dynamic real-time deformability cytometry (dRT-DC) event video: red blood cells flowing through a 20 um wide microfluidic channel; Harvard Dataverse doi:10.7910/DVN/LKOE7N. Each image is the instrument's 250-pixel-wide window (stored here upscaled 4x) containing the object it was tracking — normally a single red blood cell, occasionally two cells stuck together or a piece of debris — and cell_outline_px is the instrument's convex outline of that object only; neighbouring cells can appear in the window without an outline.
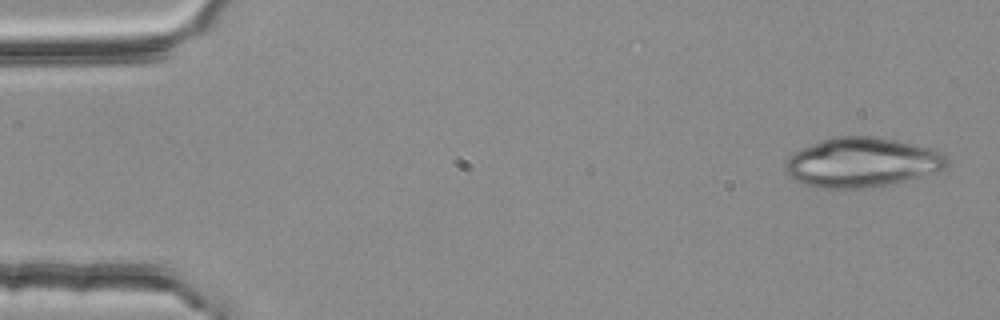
{"species": "common noctule bat (a hibernating species)", "species_latin": "Nyctalus noctula", "temperature_condition": "room temperature", "stored_images_in_passage": 53, "camera_frame_rate_fps": 3000, "um_per_image_px": 0.085, "animal": {"sex": "female", "body_mass_g": 25.1}, "frame": {"image": 1, "passage_image": 1, "time_ms": 0.0, "image_size_px": [1000, 320], "cell_outline_px": [[948, 164], [944, 168], [936, 172], [872, 188], [832, 192], [812, 188], [796, 180], [784, 168], [784, 164], [788, 156], [800, 148], [832, 136], [876, 136], [932, 148], [944, 152], [948, 160]], "centroid_in_image_um": [73.21, 13.84], "position_along_channel_um": 11.8, "area_um2": 47.74}}
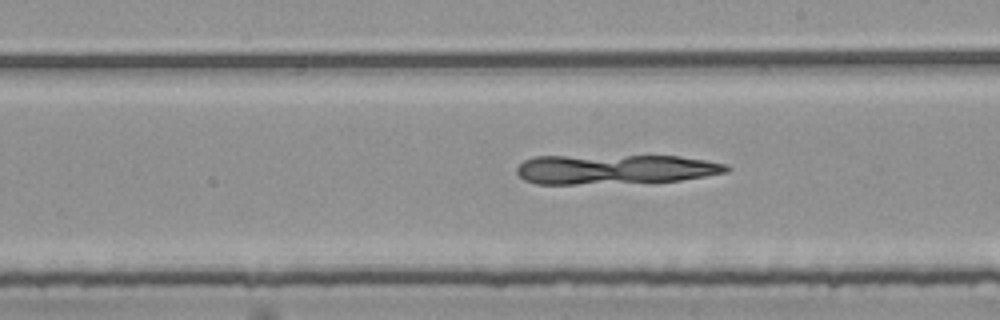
{"frame": {"image": 2, "passage_image": 29, "time_ms": 9.333, "image_size_px": [1000, 320], "cell_outline_px": [[732, 168], [728, 172], [680, 180], [576, 184], [536, 184], [524, 180], [516, 172], [516, 168], [524, 160], [536, 156], [680, 156], [728, 164]], "centroid_in_image_um": [52.26, 14.38], "position_along_channel_um": 236.7, "area_um2": 36.07}}
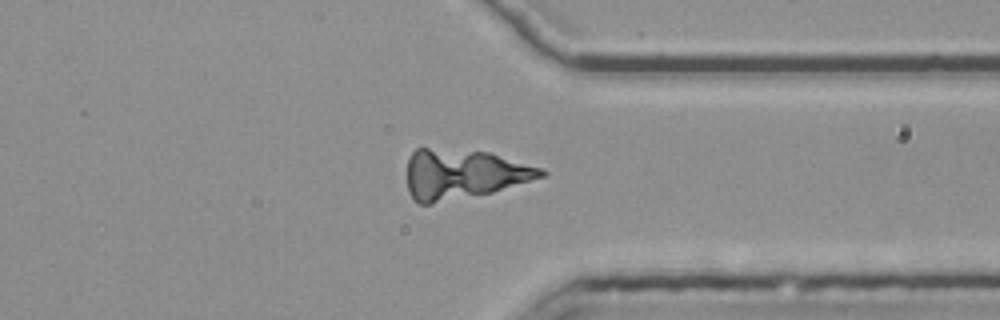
{"frame": {"image": 3, "passage_image": 40, "time_ms": 13.0, "image_size_px": [1000, 320], "cell_outline_px": [[548, 172], [544, 176], [492, 192], [432, 204], [420, 204], [412, 200], [408, 192], [408, 160], [412, 152], [416, 148], [428, 148], [488, 152], [544, 168]], "centroid_in_image_um": [39.36, 14.81], "position_along_channel_um": 372.0, "area_um2": 38.67}}